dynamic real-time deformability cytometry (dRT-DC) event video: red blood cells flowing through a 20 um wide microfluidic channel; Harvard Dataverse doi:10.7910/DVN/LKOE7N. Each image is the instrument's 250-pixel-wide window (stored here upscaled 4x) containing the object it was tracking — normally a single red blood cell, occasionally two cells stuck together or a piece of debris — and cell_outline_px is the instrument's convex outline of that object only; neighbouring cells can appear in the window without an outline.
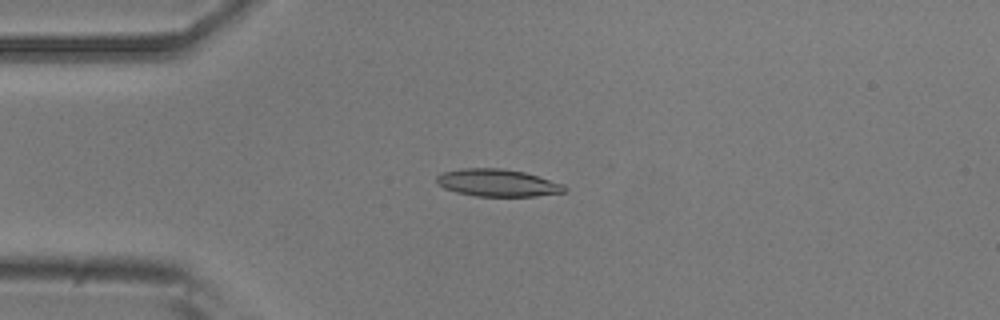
{"species": "common noctule bat (a hibernating species)", "species_latin": "Nyctalus noctula", "temperature_condition": "room temperature", "stored_images_in_passage": 42, "camera_frame_rate_fps": 3000, "um_per_image_px": 0.085, "animal": {"sex": "male", "body_mass_g": 20.5, "forearm_length_mm": 52.5}, "frame": {"image": 1, "passage_image": 8, "time_ms": 2.333, "image_size_px": [1000, 320], "cell_outline_px": [[568, 192], [536, 196], [476, 196], [456, 192], [444, 188], [436, 180], [436, 176], [444, 172], [460, 168], [500, 168], [524, 172], [564, 184], [568, 188]], "centroid_in_image_um": [42.33, 15.54], "position_along_channel_um": 42.7, "area_um2": 20.4}}
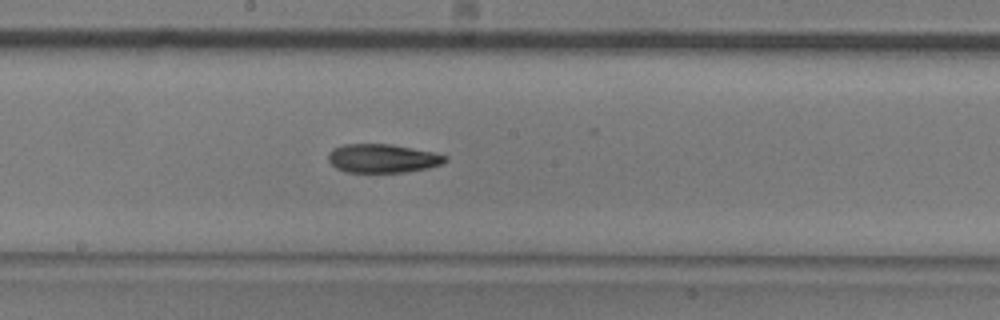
{"frame": {"image": 2, "passage_image": 23, "time_ms": 7.333, "image_size_px": [1000, 320], "cell_outline_px": [[448, 160], [440, 164], [428, 168], [404, 172], [344, 172], [336, 168], [328, 160], [328, 152], [332, 148], [344, 144], [392, 144], [432, 152], [448, 156]], "centroid_in_image_um": [32.49, 13.46], "position_along_channel_um": 215.7, "area_um2": 19.59}}
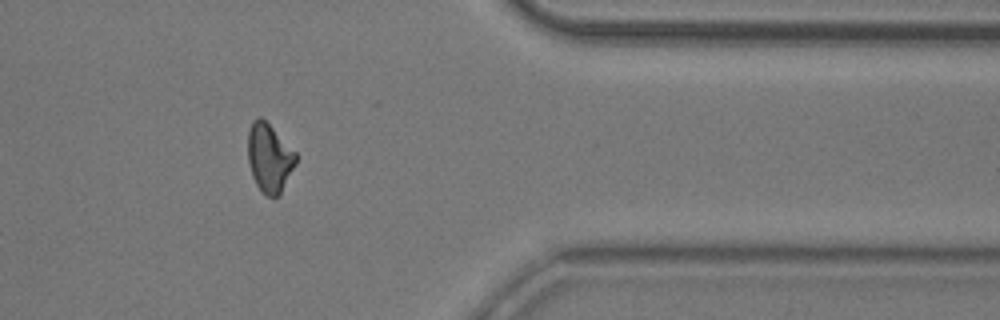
{"frame": {"image": 3, "passage_image": 38, "time_ms": 12.333, "image_size_px": [1000, 320], "cell_outline_px": [[296, 164], [280, 196], [268, 196], [256, 184], [252, 176], [248, 160], [248, 132], [252, 120], [260, 116], [296, 152]], "centroid_in_image_um": [22.9, 13.43], "position_along_channel_um": 388.5, "area_um2": 19.02}, "authors_computed_cell_mechanics": {"area_um2": 19.6809, "velocity_mm_per_s": 3.8415, "shape_relaxation_time_tau1_ms": 6.926, "shape_relaxation_time_tau2_ms": 3.6912, "deformation_change_tau1": 0.194, "deformation_change_tau2": 0.1112}}